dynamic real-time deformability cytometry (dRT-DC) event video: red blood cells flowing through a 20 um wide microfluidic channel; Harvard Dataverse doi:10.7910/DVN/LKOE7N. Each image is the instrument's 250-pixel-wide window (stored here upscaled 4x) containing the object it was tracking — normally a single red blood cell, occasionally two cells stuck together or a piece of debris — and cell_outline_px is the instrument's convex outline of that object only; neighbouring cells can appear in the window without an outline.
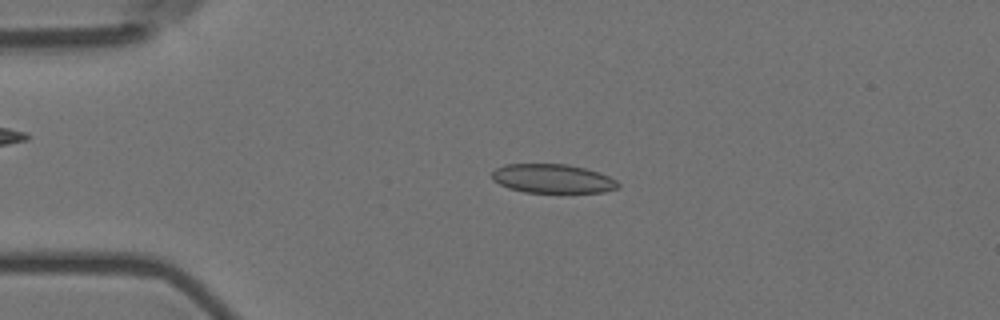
{"species": "Egyptian fruit bat (a non-hibernating species)", "species_latin": "Rousettus aegyptiacus", "temperature_condition": "room temperature", "stored_images_in_passage": 56, "camera_frame_rate_fps": 3000, "um_per_image_px": 0.085, "animal": {"sex": "female"}, "frame": {"image": 1, "passage_image": 12, "time_ms": 3.667, "image_size_px": [1000, 320], "cell_outline_px": [[620, 188], [604, 192], [524, 192], [508, 188], [492, 180], [492, 172], [496, 168], [504, 164], [568, 164], [600, 172], [616, 180], [620, 184]], "centroid_in_image_um": [46.98, 15.18], "position_along_channel_um": 38.0, "area_um2": 21.39}}
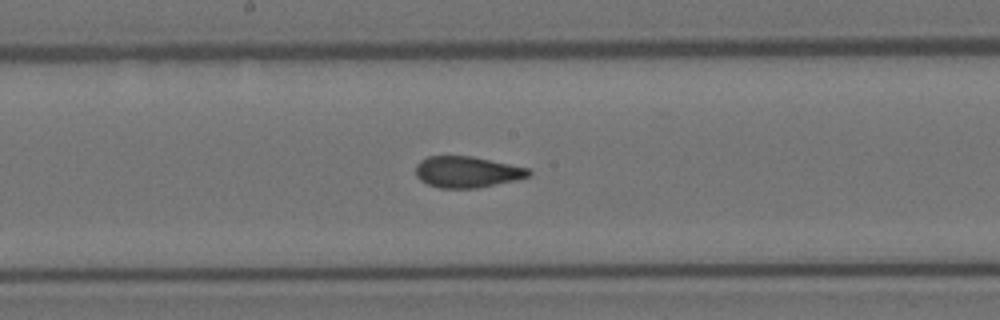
{"frame": {"image": 2, "passage_image": 29, "time_ms": 9.333, "image_size_px": [1000, 320], "cell_outline_px": [[532, 172], [528, 176], [516, 180], [476, 188], [440, 188], [428, 184], [420, 180], [416, 176], [416, 164], [420, 160], [428, 156], [472, 156], [528, 168]], "centroid_in_image_um": [39.67, 14.61], "position_along_channel_um": 208.5, "area_um2": 20.46}}
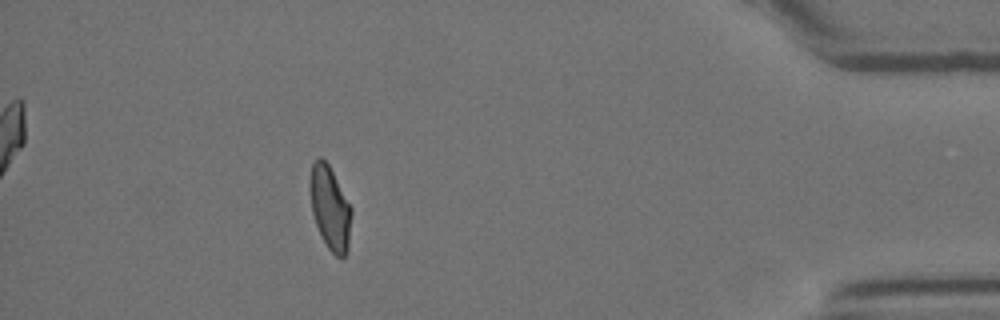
{"frame": {"image": 3, "passage_image": 50, "time_ms": 16.333, "image_size_px": [1000, 320], "cell_outline_px": [[352, 212], [348, 248], [344, 256], [336, 256], [328, 248], [320, 236], [312, 212], [312, 164], [320, 156], [328, 164], [352, 208]], "centroid_in_image_um": [28.09, 17.73], "position_along_channel_um": 407.1, "area_um2": 19.48}, "authors_computed_cell_mechanics": {"area_um2": 21.1548, "velocity_mm_per_s": 3.5685, "shape_relaxation_time_tau1_ms": null, "shape_relaxation_time_tau2_ms": 1.3689, "deformation_change_tau1": null, "deformation_change_tau2": 0.0715}}